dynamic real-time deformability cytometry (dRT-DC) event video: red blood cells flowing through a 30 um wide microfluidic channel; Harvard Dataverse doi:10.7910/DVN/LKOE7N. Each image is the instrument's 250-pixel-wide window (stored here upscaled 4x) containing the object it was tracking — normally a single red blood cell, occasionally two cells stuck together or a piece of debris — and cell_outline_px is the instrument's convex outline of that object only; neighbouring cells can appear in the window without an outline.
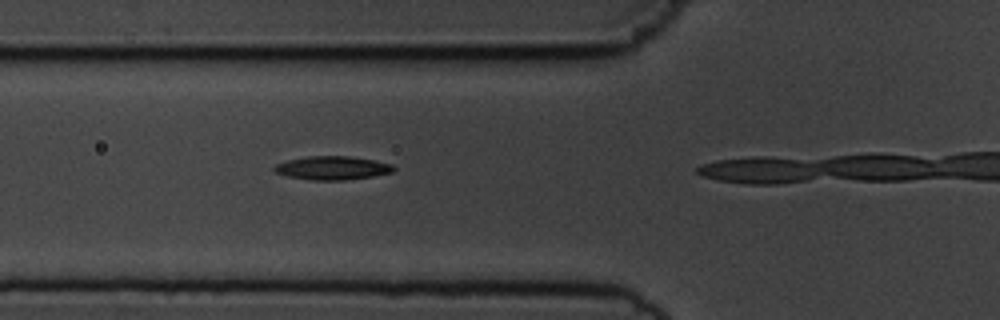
{"species": "common noctule bat (a hibernating species)", "species_latin": "Nyctalus noctula", "temperature_condition": "cold", "stored_images_in_passage": 5, "camera_frame_rate_fps": 3000, "um_per_image_px": 0.085, "animal": {"sex": "male", "body_mass_g": 19.5, "forearm_length_mm": 54.6}, "frame": {"image": 1, "passage_image": 4, "time_ms": 3.333, "image_size_px": [1000, 320], "cell_outline_px": [[396, 168], [392, 172], [372, 176], [344, 180], [312, 180], [288, 176], [276, 172], [272, 168], [276, 164], [288, 160], [308, 156], [352, 156], [376, 160], [392, 164]], "centroid_in_image_um": [28.28, 14.27], "position_along_channel_um": 97.5, "area_um2": 16.36}}